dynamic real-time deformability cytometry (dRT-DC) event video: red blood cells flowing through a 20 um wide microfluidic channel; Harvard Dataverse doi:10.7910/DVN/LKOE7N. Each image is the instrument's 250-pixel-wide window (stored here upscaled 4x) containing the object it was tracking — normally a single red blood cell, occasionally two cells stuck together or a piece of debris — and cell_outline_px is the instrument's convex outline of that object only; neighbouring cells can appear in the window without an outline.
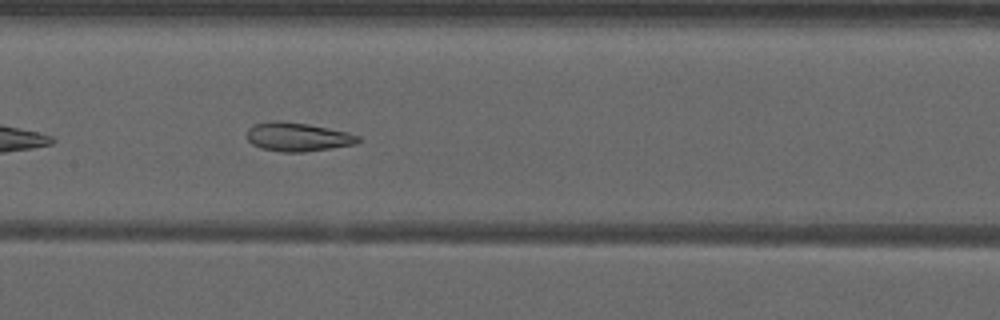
{"species": "common noctule bat (a hibernating species)", "species_latin": "Nyctalus noctula", "temperature_condition": "warm", "stored_images_in_passage": 24, "camera_frame_rate_fps": 3000, "um_per_image_px": 0.085, "animal": {"sex": "male", "forearm_length_mm": 52.5}, "frame": {"image": 1, "passage_image": 11, "time_ms": 3.333, "image_size_px": [1000, 320], "cell_outline_px": [[360, 140], [356, 144], [332, 148], [304, 152], [284, 152], [260, 148], [252, 144], [248, 140], [248, 128], [252, 124], [272, 120], [280, 120], [308, 124], [348, 132], [360, 136]], "centroid_in_image_um": [25.29, 11.63], "position_along_channel_um": 182.1, "area_um2": 18.79}}
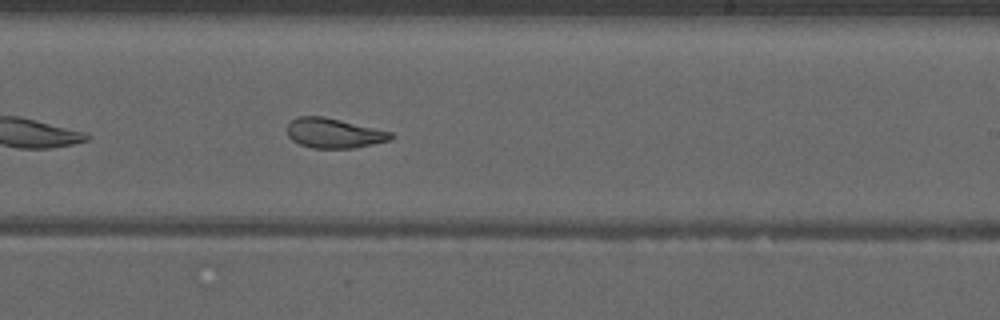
{"frame": {"image": 2, "passage_image": 17, "time_ms": 5.333, "image_size_px": [1000, 320], "cell_outline_px": [[392, 140], [356, 148], [312, 148], [300, 144], [292, 140], [288, 136], [288, 124], [292, 120], [300, 116], [324, 116], [392, 132]], "centroid_in_image_um": [28.39, 11.32], "position_along_channel_um": 260.6, "area_um2": 17.98}}
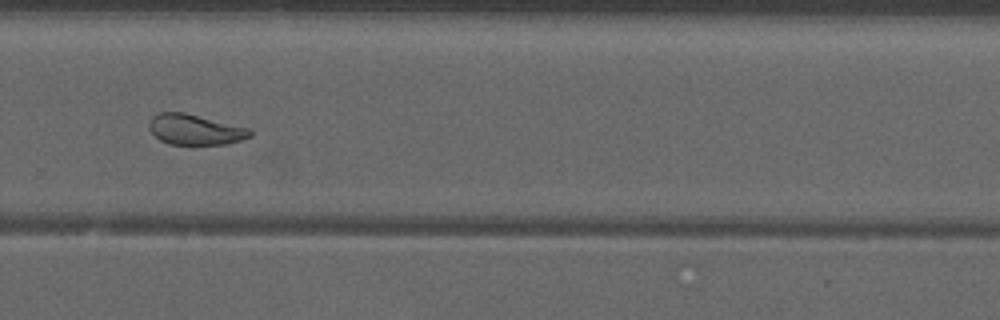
{"frame": {"image": 3, "passage_image": 21, "time_ms": 6.667, "image_size_px": [1000, 320], "cell_outline_px": [[252, 136], [240, 140], [224, 144], [172, 144], [160, 140], [148, 128], [148, 124], [152, 116], [160, 112], [184, 112], [252, 128]], "centroid_in_image_um": [16.6, 11.0], "position_along_channel_um": 313.2, "area_um2": 17.98}}